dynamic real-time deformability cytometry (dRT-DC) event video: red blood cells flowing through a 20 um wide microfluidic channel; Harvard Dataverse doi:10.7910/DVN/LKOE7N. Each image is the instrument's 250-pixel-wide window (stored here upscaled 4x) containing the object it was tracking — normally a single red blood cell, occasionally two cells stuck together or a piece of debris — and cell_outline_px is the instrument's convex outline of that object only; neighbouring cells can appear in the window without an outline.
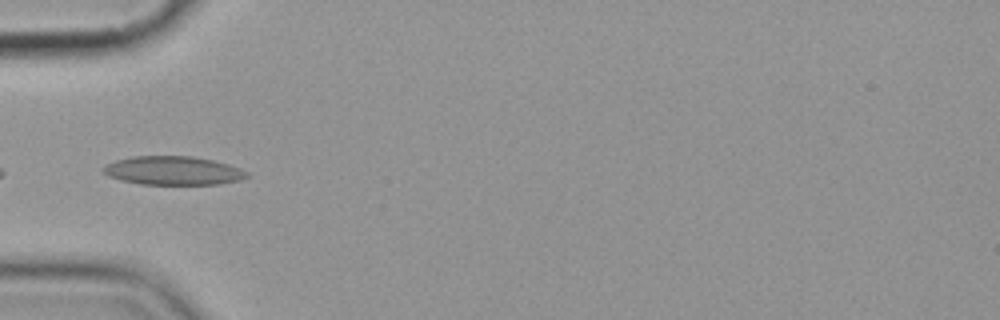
{"species": "common noctule bat (a hibernating species)", "species_latin": "Nyctalus noctula", "temperature_condition": "cold", "stored_images_in_passage": 10, "camera_frame_rate_fps": 3000, "um_per_image_px": 0.085, "animal": {"sex": "female", "body_mass_g": 19.9}, "frame": {"image": 1, "passage_image": 6, "time_ms": 5.667, "image_size_px": [1000, 320], "cell_outline_px": [[248, 176], [240, 180], [220, 184], [140, 184], [120, 180], [108, 176], [100, 172], [100, 168], [116, 160], [132, 156], [192, 156], [212, 160], [228, 164], [240, 168], [248, 172]], "centroid_in_image_um": [14.68, 14.5], "position_along_channel_um": 70.3, "area_um2": 24.1}}
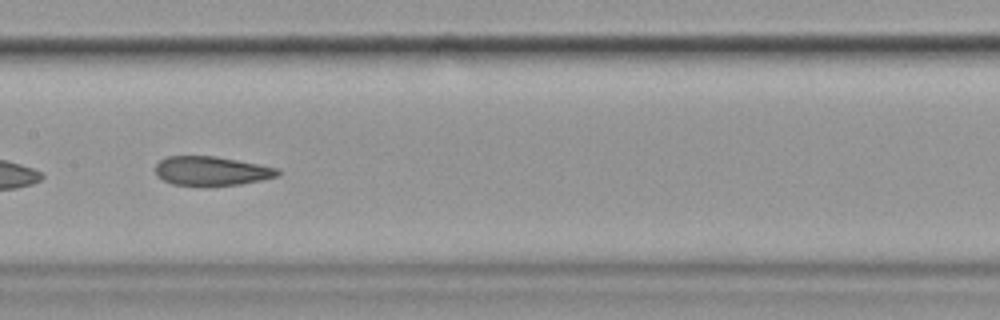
{"frame": {"image": 2, "passage_image": 9, "time_ms": 9.0, "image_size_px": [1000, 320], "cell_outline_px": [[280, 176], [240, 184], [200, 188], [172, 184], [156, 176], [156, 164], [160, 160], [168, 156], [216, 156], [280, 168]], "centroid_in_image_um": [17.97, 14.56], "position_along_channel_um": 189.4, "area_um2": 21.39}}
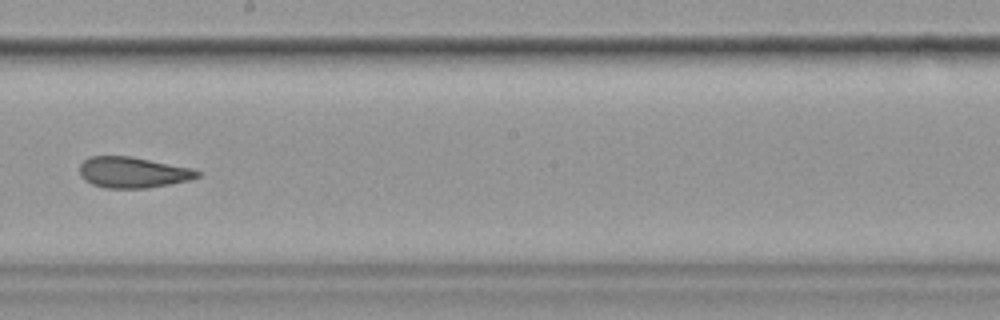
{"frame": {"image": 3, "passage_image": 10, "time_ms": 10.333, "image_size_px": [1000, 320], "cell_outline_px": [[200, 176], [192, 180], [172, 184], [148, 188], [104, 188], [92, 184], [84, 180], [80, 176], [80, 164], [88, 156], [132, 156], [192, 168], [200, 172]], "centroid_in_image_um": [11.3, 14.65], "position_along_channel_um": 236.9, "area_um2": 21.5}}